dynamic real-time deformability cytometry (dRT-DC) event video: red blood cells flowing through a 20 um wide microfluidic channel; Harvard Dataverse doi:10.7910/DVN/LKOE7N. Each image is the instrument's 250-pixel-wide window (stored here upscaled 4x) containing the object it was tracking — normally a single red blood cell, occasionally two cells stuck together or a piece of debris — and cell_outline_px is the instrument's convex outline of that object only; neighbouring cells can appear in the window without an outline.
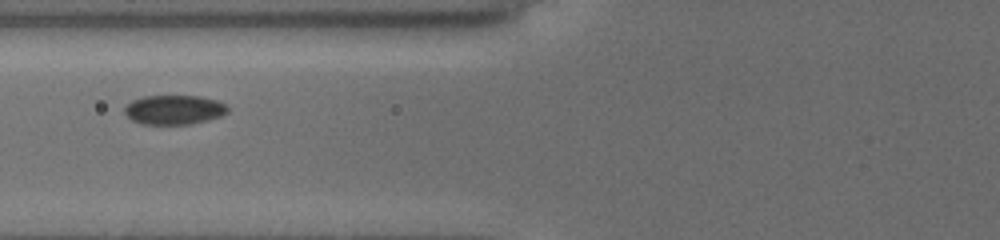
{"species": "common noctule bat (a hibernating species)", "species_latin": "Nyctalus noctula", "temperature_condition": "cold", "stored_images_in_passage": 8, "segment_of_instrument_passage": [2, 2], "camera_frame_rate_fps": 3000, "um_per_image_px": 0.085, "animal": {"sex": "female", "body_mass_g": 19.5, "forearm_length_mm": 54.1}, "frame": {"image": 1, "passage_image": 7, "time_ms": 4.0, "image_size_px": [1000, 240], "cell_outline_px": [[228, 112], [220, 116], [188, 124], [140, 124], [132, 120], [124, 112], [124, 108], [132, 100], [144, 96], [200, 96], [216, 100], [228, 104]], "centroid_in_image_um": [14.79, 9.32], "position_along_channel_um": 111.0, "area_um2": 17.57}}